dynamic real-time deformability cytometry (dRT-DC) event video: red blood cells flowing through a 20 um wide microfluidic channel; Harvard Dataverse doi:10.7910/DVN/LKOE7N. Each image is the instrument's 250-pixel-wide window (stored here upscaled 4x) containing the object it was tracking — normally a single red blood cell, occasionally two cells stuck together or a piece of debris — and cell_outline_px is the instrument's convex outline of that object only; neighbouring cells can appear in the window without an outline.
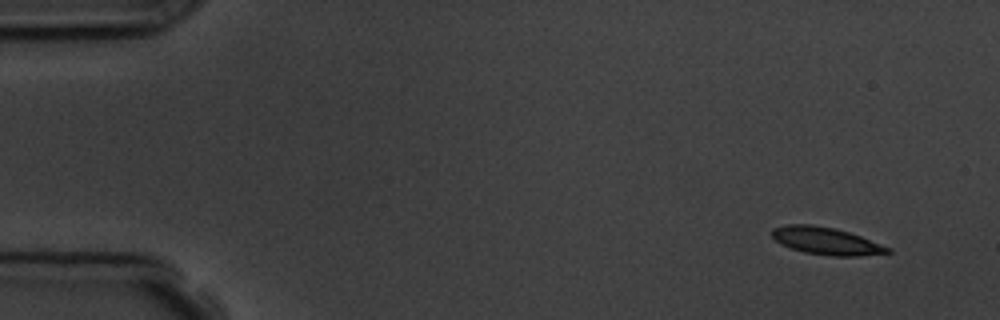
{"species": "common noctule bat (a hibernating species)", "species_latin": "Nyctalus noctula", "temperature_condition": "room temperature", "stored_images_in_passage": 7, "camera_frame_rate_fps": 3000, "um_per_image_px": 0.085, "animal": {"sex": "male", "body_mass_g": 19.5, "forearm_length_mm": 54.6}, "frame": {"image": 1, "passage_image": 1, "time_ms": 0.0, "image_size_px": [1000, 320], "cell_outline_px": [[892, 252], [860, 256], [832, 256], [804, 252], [780, 244], [772, 236], [772, 228], [788, 224], [812, 224], [836, 228], [860, 236], [892, 248]], "centroid_in_image_um": [70.23, 20.47], "position_along_channel_um": 14.8, "area_um2": 18.44}}
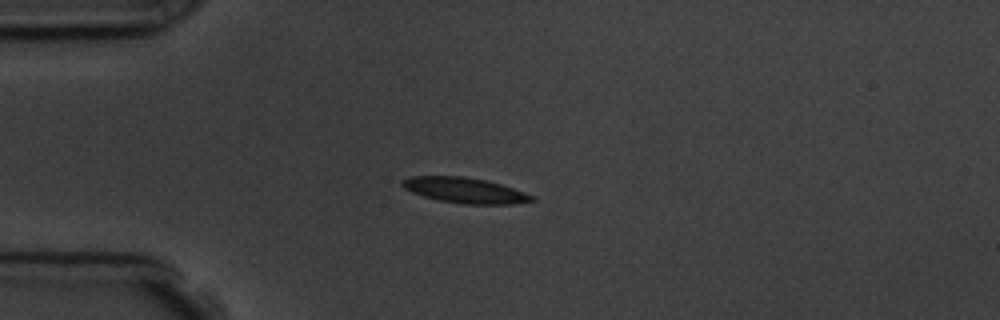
{"frame": {"image": 2, "passage_image": 4, "time_ms": 3.333, "image_size_px": [1000, 320], "cell_outline_px": [[536, 200], [512, 204], [464, 204], [440, 200], [424, 196], [412, 192], [404, 188], [400, 184], [400, 180], [408, 176], [464, 176], [484, 180], [500, 184], [536, 196]], "centroid_in_image_um": [39.49, 16.17], "position_along_channel_um": 45.5, "area_um2": 19.19}}